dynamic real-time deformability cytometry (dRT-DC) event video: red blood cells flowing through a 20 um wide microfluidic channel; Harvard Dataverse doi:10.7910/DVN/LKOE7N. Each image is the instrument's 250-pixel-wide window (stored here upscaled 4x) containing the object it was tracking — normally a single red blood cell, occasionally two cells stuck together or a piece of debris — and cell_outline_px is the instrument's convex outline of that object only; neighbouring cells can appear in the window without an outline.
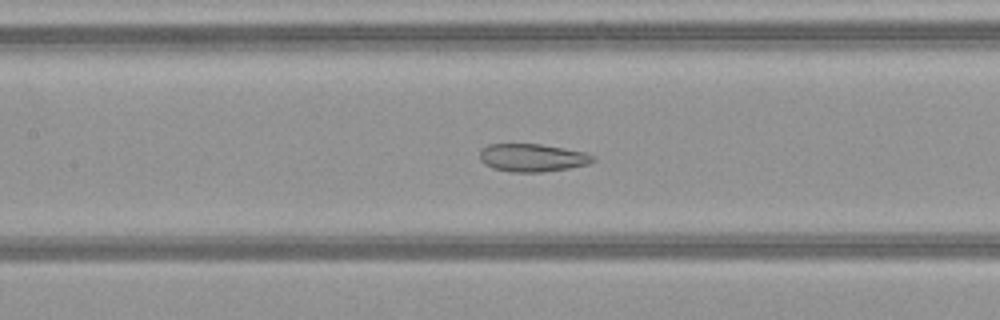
{"species": "common noctule bat (a hibernating species)", "species_latin": "Nyctalus noctula", "temperature_condition": "warm", "stored_images_in_passage": 45, "camera_frame_rate_fps": 3000, "um_per_image_px": 0.085, "animal": {"sex": "female", "body_mass_g": 21.9}, "frame": {"image": 1, "passage_image": 24, "time_ms": 7.667, "image_size_px": [1000, 320], "cell_outline_px": [[596, 160], [588, 164], [568, 168], [544, 172], [512, 172], [492, 168], [484, 164], [480, 160], [480, 148], [488, 144], [540, 144], [564, 148], [584, 152], [596, 156]], "centroid_in_image_um": [45.24, 13.4], "position_along_channel_um": 162.2, "area_um2": 18.55}}
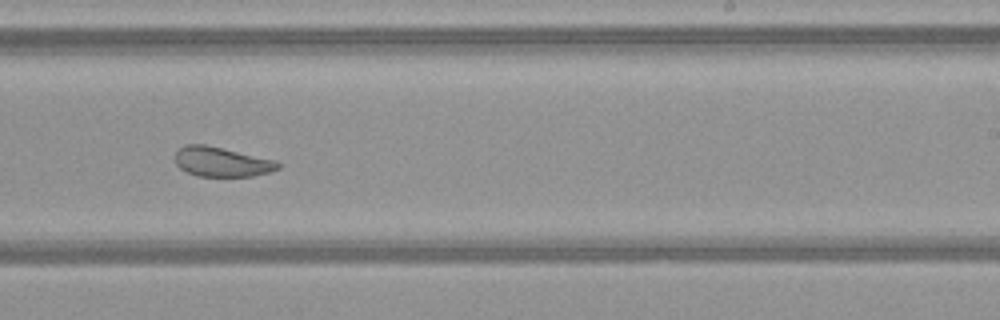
{"frame": {"image": 2, "passage_image": 32, "time_ms": 10.333, "image_size_px": [1000, 320], "cell_outline_px": [[280, 168], [272, 172], [252, 176], [196, 176], [180, 168], [176, 164], [176, 152], [180, 148], [188, 144], [204, 144], [276, 160], [280, 164]], "centroid_in_image_um": [18.87, 13.76], "position_along_channel_um": 270.1, "area_um2": 17.69}}
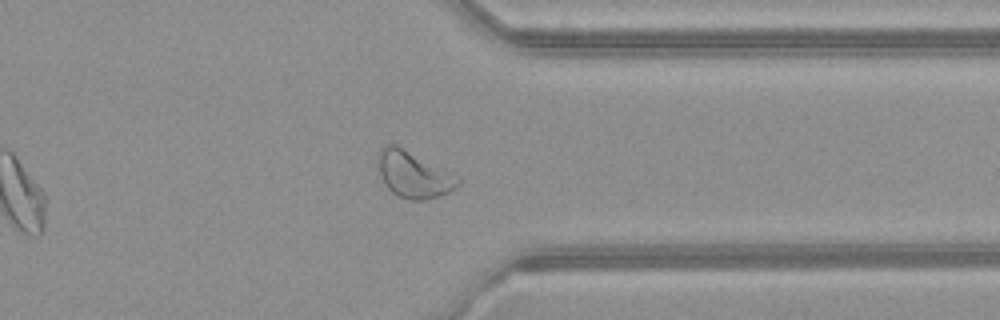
{"frame": {"image": 3, "passage_image": 40, "time_ms": 13.0, "image_size_px": [1000, 320], "cell_outline_px": [[460, 184], [456, 188], [440, 196], [424, 200], [412, 200], [400, 196], [392, 192], [388, 188], [380, 172], [376, 156], [376, 152], [380, 148], [388, 144], [396, 144], [460, 176]], "centroid_in_image_um": [35.17, 14.81], "position_along_channel_um": 376.2, "area_um2": 21.73}, "authors_computed_cell_mechanics": {"area_um2": 21.7328, "velocity_mm_per_s": 4.0659, "shape_relaxation_time_tau1_ms": null, "shape_relaxation_time_tau2_ms": 1.6748, "deformation_change_tau1": null, "deformation_change_tau2": 0.0867}}